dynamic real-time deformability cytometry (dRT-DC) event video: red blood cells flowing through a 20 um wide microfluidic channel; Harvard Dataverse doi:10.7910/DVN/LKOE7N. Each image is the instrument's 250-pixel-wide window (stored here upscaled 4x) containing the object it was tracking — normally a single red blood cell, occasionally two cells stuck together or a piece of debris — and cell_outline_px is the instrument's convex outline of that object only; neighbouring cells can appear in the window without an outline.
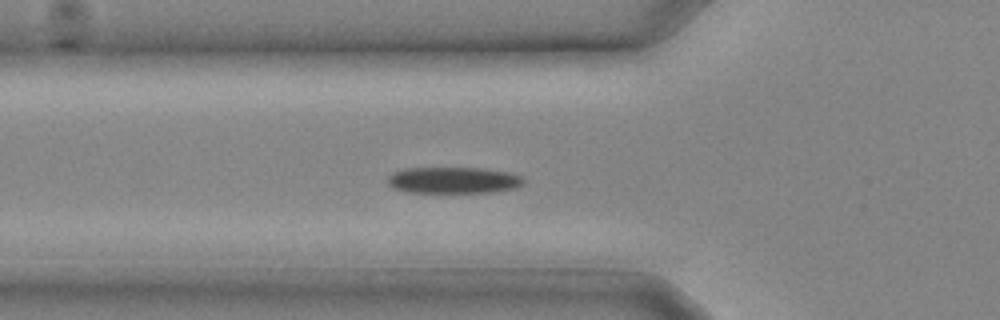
{"species": "common noctule bat (a hibernating species)", "species_latin": "Nyctalus noctula", "temperature_condition": "cold", "stored_images_in_passage": 19, "camera_frame_rate_fps": 3000, "um_per_image_px": 0.085, "animal": {"sex": "male", "body_mass_g": 20.4}, "frame": {"image": 1, "passage_image": 3, "time_ms": 0.667, "image_size_px": [1000, 320], "cell_outline_px": [[524, 184], [516, 188], [488, 192], [412, 192], [396, 188], [388, 184], [388, 176], [392, 172], [404, 168], [484, 168], [508, 172], [524, 176]], "centroid_in_image_um": [38.58, 15.3], "position_along_channel_um": 87.2, "area_um2": 20.87}}
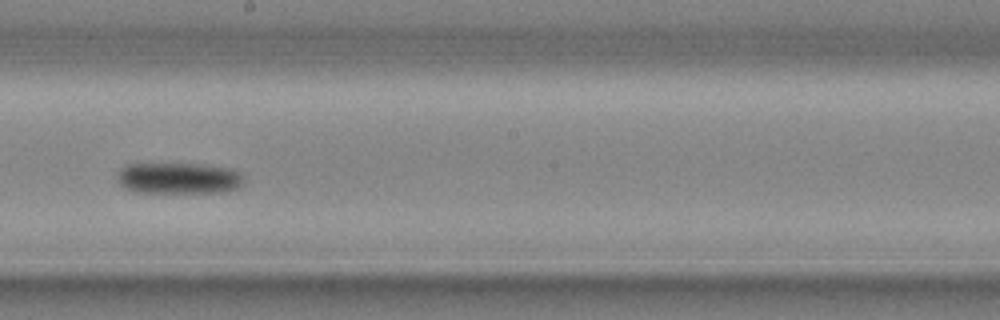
{"frame": {"image": 2, "passage_image": 9, "time_ms": 2.667, "image_size_px": [1000, 320], "cell_outline_px": [[244, 184], [240, 188], [220, 192], [136, 192], [124, 188], [120, 184], [116, 176], [120, 168], [124, 164], [208, 164], [236, 168], [244, 176]], "centroid_in_image_um": [15.25, 15.13], "position_along_channel_um": 233.0, "area_um2": 23.58}}
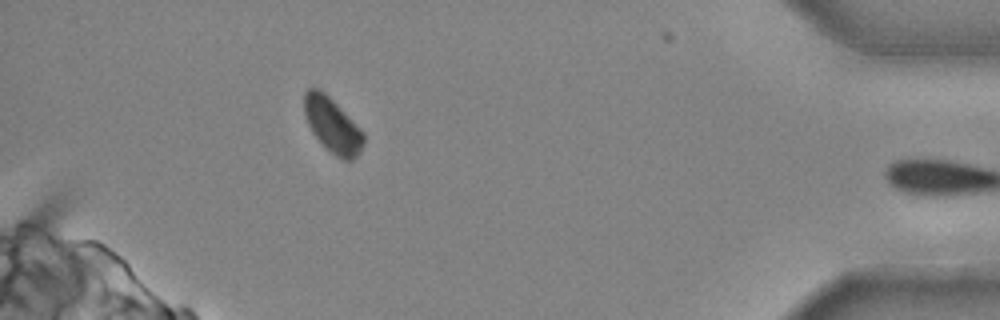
{"frame": {"image": 3, "passage_image": 18, "time_ms": 5.667, "image_size_px": [1000, 320], "cell_outline_px": [[364, 144], [360, 152], [352, 160], [340, 160], [324, 148], [312, 132], [308, 124], [304, 112], [304, 92], [308, 88], [320, 88], [364, 132]], "centroid_in_image_um": [28.25, 10.68], "position_along_channel_um": 407.0, "area_um2": 19.02}}